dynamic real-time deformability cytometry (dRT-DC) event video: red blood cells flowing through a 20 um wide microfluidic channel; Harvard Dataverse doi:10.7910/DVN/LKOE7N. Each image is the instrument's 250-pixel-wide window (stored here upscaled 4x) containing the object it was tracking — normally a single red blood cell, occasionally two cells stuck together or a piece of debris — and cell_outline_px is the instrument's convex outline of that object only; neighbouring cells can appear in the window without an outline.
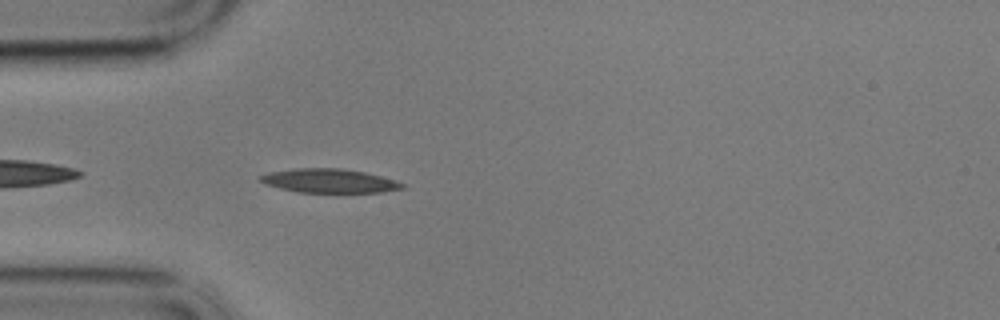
{"species": "common noctule bat (a hibernating species)", "species_latin": "Nyctalus noctula", "temperature_condition": "cold", "stored_images_in_passage": 44, "camera_frame_rate_fps": 3000, "um_per_image_px": 0.085, "animal": {"sex": "male", "body_mass_g": 17.9}, "frame": {"image": 1, "passage_image": 3, "time_ms": 0.667, "image_size_px": [1000, 320], "cell_outline_px": [[404, 188], [380, 192], [296, 192], [264, 184], [256, 180], [256, 176], [268, 172], [296, 168], [340, 168], [364, 172], [396, 180], [404, 184]], "centroid_in_image_um": [27.89, 15.36], "position_along_channel_um": 57.1, "area_um2": 19.88}}
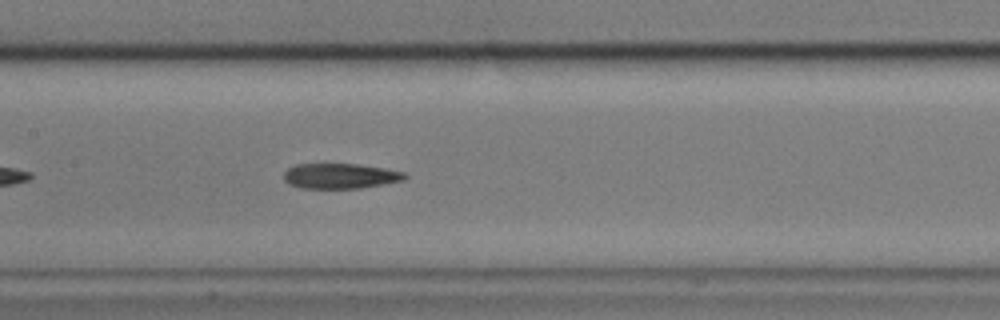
{"frame": {"image": 2, "passage_image": 14, "time_ms": 4.333, "image_size_px": [1000, 320], "cell_outline_px": [[408, 176], [404, 180], [360, 188], [300, 188], [288, 184], [284, 180], [284, 172], [288, 168], [296, 164], [356, 164], [384, 168], [404, 172]], "centroid_in_image_um": [28.9, 14.96], "position_along_channel_um": 178.5, "area_um2": 17.74}}
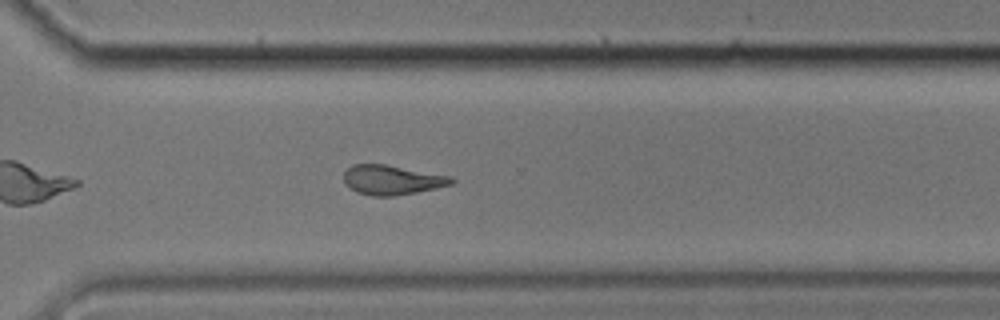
{"frame": {"image": 3, "passage_image": 28, "time_ms": 9.0, "image_size_px": [1000, 320], "cell_outline_px": [[456, 180], [452, 184], [436, 188], [416, 192], [392, 196], [372, 196], [356, 192], [348, 188], [344, 184], [344, 172], [352, 164], [384, 164], [452, 176]], "centroid_in_image_um": [33.3, 15.29], "position_along_channel_um": 337.3, "area_um2": 18.67}, "authors_computed_cell_mechanics": {"area_um2": 18.9006, "velocity_mm_per_s": 3.4107, "shape_relaxation_time_tau1_ms": null, "shape_relaxation_time_tau2_ms": 7.9641, "deformation_change_tau1": null, "deformation_change_tau2": 0.1928}}